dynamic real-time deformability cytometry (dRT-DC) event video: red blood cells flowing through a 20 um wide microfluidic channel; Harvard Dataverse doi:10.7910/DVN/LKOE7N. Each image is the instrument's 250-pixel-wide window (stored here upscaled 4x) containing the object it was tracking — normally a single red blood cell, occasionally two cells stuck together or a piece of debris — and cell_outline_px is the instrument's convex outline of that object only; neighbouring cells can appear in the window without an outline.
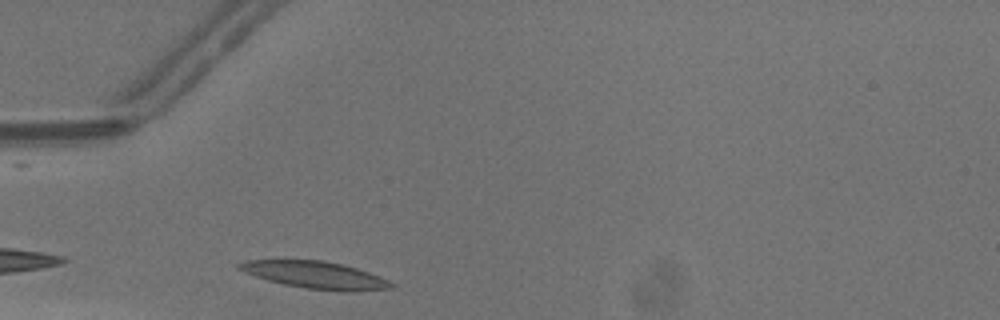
{"species": "common noctule bat (a hibernating species)", "species_latin": "Nyctalus noctula", "temperature_condition": "warm", "stored_images_in_passage": 23, "camera_frame_rate_fps": 3000, "um_per_image_px": 0.085, "animal": {"sex": "male", "body_mass_g": 13.3}, "frame": {"image": 1, "passage_image": 2, "time_ms": 0.333, "image_size_px": [1000, 320], "cell_outline_px": [[392, 288], [352, 292], [348, 292], [308, 288], [284, 284], [268, 280], [244, 272], [236, 268], [236, 264], [244, 260], [324, 260], [356, 268], [368, 272], [388, 280], [392, 284]], "centroid_in_image_um": [26.76, 23.37], "position_along_channel_um": 58.2, "area_um2": 23.81}}
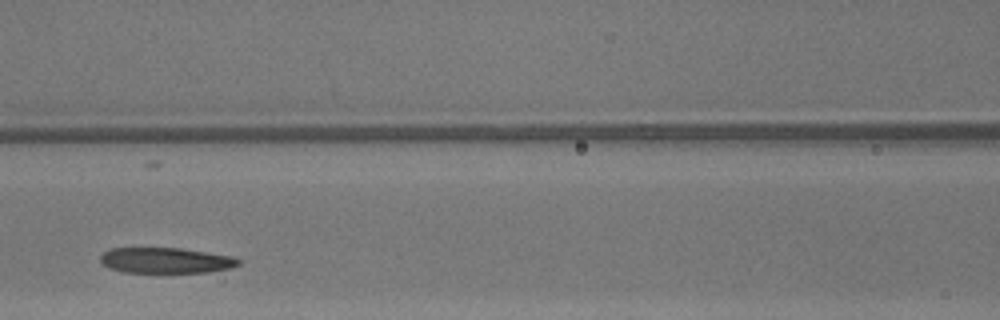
{"frame": {"image": 2, "passage_image": 9, "time_ms": 2.667, "image_size_px": [1000, 320], "cell_outline_px": [[244, 260], [240, 264], [228, 268], [208, 272], [160, 276], [124, 272], [108, 268], [100, 260], [100, 256], [104, 252], [112, 248], [180, 248], [232, 256]], "centroid_in_image_um": [14.1, 22.19], "position_along_channel_um": 152.5, "area_um2": 21.73}}
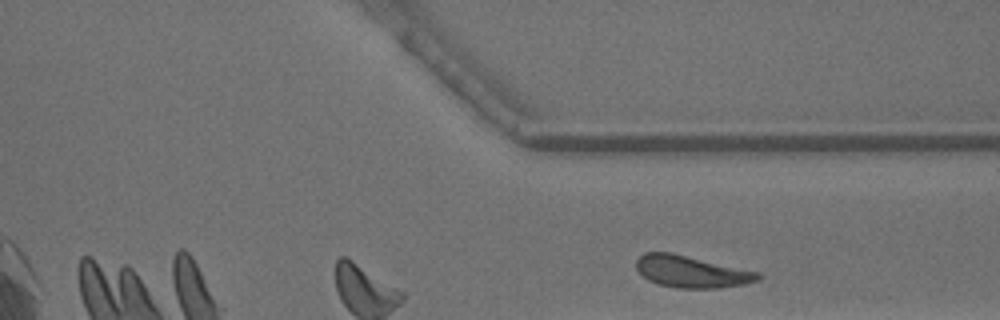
{"frame": {"image": 3, "passage_image": 23, "time_ms": 7.333, "image_size_px": [1000, 320], "cell_outline_px": [[760, 280], [744, 284], [716, 288], [676, 288], [656, 284], [648, 280], [636, 268], [636, 260], [644, 252], [672, 252], [760, 272]], "centroid_in_image_um": [58.76, 23.08], "position_along_channel_um": 352.6, "area_um2": 22.72}}